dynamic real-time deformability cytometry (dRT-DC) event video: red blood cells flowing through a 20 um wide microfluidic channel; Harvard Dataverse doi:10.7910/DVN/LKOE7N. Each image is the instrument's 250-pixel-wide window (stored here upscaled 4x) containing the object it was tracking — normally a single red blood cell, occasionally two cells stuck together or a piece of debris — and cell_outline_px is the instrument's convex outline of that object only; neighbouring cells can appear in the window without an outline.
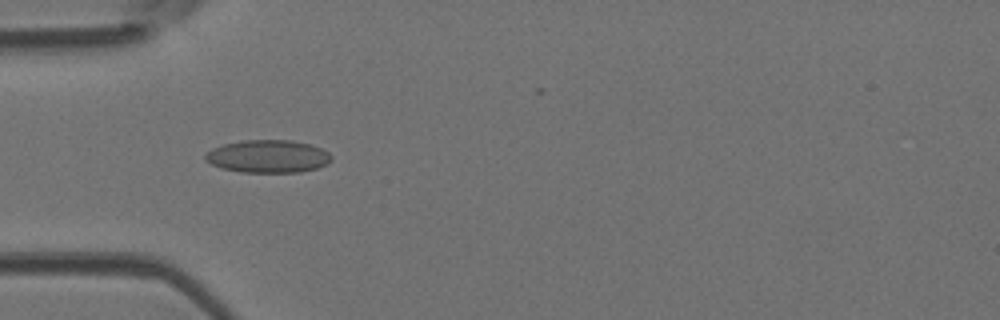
{"species": "Egyptian fruit bat (a non-hibernating species)", "species_latin": "Rousettus aegyptiacus", "temperature_condition": "room temperature", "stored_images_in_passage": 6, "camera_frame_rate_fps": 3000, "um_per_image_px": 0.085, "animal": {"sex": "female"}, "frame": {"image": 1, "passage_image": 4, "time_ms": 1.0, "image_size_px": [1000, 320], "cell_outline_px": [[332, 160], [316, 168], [300, 172], [240, 172], [220, 168], [204, 160], [204, 156], [212, 148], [224, 144], [244, 140], [292, 140], [312, 144], [328, 152], [332, 156]], "centroid_in_image_um": [22.77, 13.29], "position_along_channel_um": 62.2, "area_um2": 24.1}}
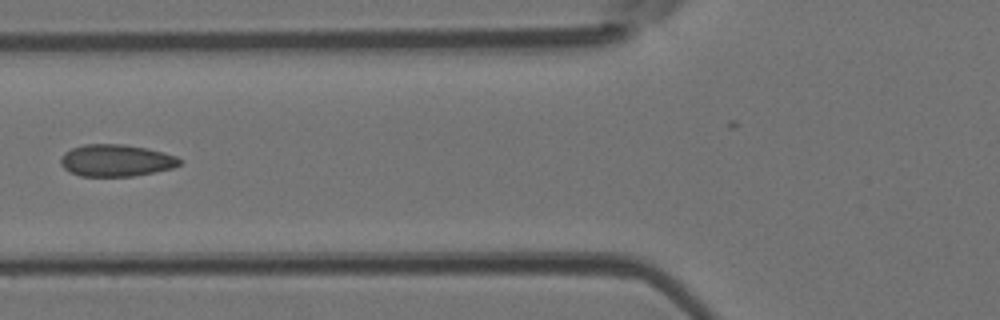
{"frame": {"image": 2, "passage_image": 5, "time_ms": 1.333, "image_size_px": [1000, 320], "cell_outline_px": [[180, 164], [172, 168], [132, 176], [80, 176], [68, 172], [60, 164], [60, 160], [64, 152], [72, 148], [84, 144], [124, 144], [148, 148], [164, 152], [176, 156], [180, 160]], "centroid_in_image_um": [9.83, 13.63], "position_along_channel_um": 116.0, "area_um2": 22.2}}
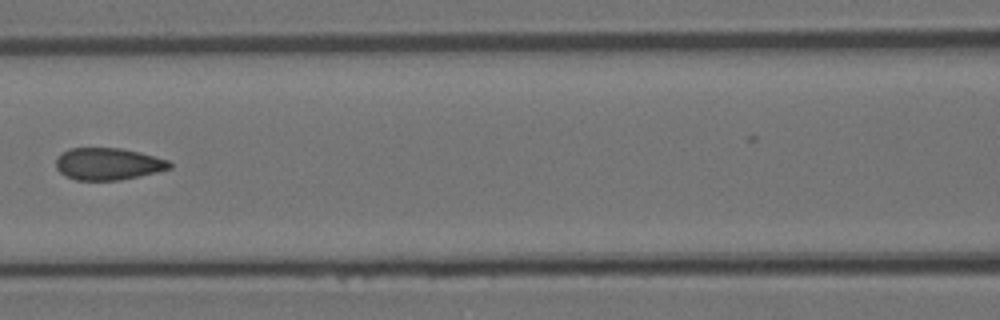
{"frame": {"image": 3, "passage_image": 6, "time_ms": 1.667, "image_size_px": [1000, 320], "cell_outline_px": [[172, 168], [156, 172], [120, 180], [76, 180], [60, 172], [56, 168], [56, 156], [60, 152], [68, 148], [120, 148], [140, 152], [168, 160], [172, 164]], "centroid_in_image_um": [9.16, 13.92], "position_along_channel_um": 157.4, "area_um2": 21.27}}